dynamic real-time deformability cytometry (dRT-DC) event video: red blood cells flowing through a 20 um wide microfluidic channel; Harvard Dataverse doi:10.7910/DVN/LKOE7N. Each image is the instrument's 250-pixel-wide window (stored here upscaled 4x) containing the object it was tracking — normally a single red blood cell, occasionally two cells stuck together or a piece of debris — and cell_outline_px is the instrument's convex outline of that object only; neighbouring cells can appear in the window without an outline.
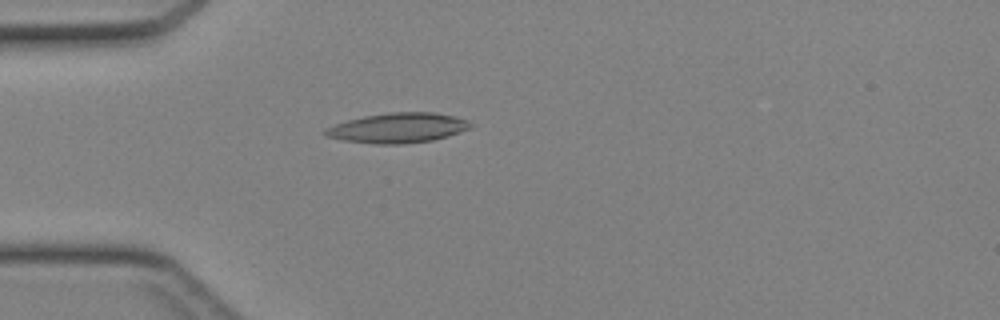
{"species": "Egyptian fruit bat (a non-hibernating species)", "species_latin": "Rousettus aegyptiacus", "temperature_condition": "cold", "stored_images_in_passage": 32, "camera_frame_rate_fps": 3000, "um_per_image_px": 0.085, "animal": {"sex": "female"}, "frame": {"image": 1, "passage_image": 1, "time_ms": 0.0, "image_size_px": [1000, 320], "cell_outline_px": [[472, 128], [448, 136], [432, 140], [400, 144], [376, 144], [344, 140], [324, 136], [320, 132], [324, 128], [348, 120], [364, 116], [392, 112], [432, 112], [452, 116], [468, 120], [472, 124]], "centroid_in_image_um": [33.79, 10.87], "position_along_channel_um": 51.2, "area_um2": 25.32}}
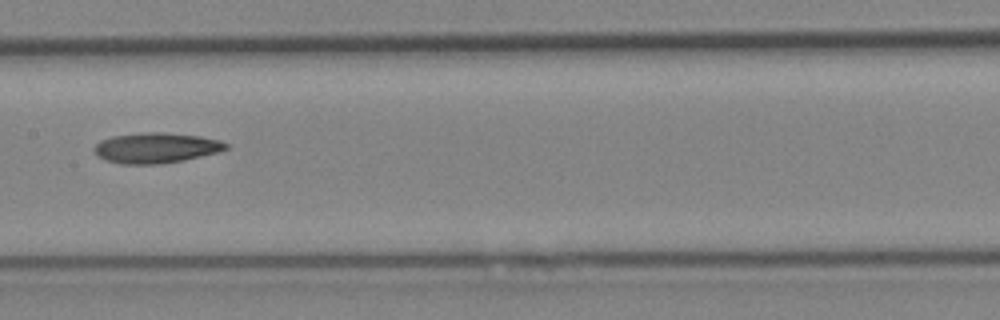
{"frame": {"image": 2, "passage_image": 11, "time_ms": 3.333, "image_size_px": [1000, 320], "cell_outline_px": [[228, 148], [220, 152], [184, 160], [156, 164], [120, 164], [104, 160], [96, 156], [92, 152], [92, 148], [100, 140], [112, 136], [144, 132], [164, 132], [200, 136], [220, 140], [228, 144]], "centroid_in_image_um": [13.22, 12.57], "position_along_channel_um": 194.2, "area_um2": 23.64}}
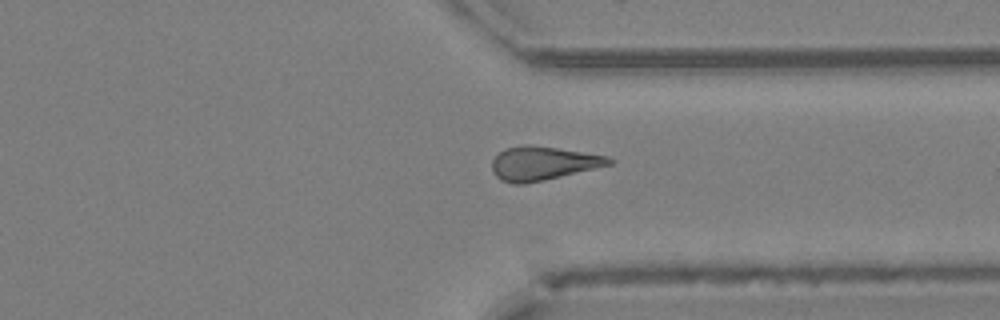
{"frame": {"image": 3, "passage_image": 22, "time_ms": 7.0, "image_size_px": [1000, 320], "cell_outline_px": [[616, 160], [612, 164], [544, 180], [524, 184], [512, 184], [500, 180], [492, 172], [492, 160], [504, 148], [524, 144], [528, 144], [556, 148], [608, 156]], "centroid_in_image_um": [46.12, 13.88], "position_along_channel_um": 365.3, "area_um2": 23.0}}